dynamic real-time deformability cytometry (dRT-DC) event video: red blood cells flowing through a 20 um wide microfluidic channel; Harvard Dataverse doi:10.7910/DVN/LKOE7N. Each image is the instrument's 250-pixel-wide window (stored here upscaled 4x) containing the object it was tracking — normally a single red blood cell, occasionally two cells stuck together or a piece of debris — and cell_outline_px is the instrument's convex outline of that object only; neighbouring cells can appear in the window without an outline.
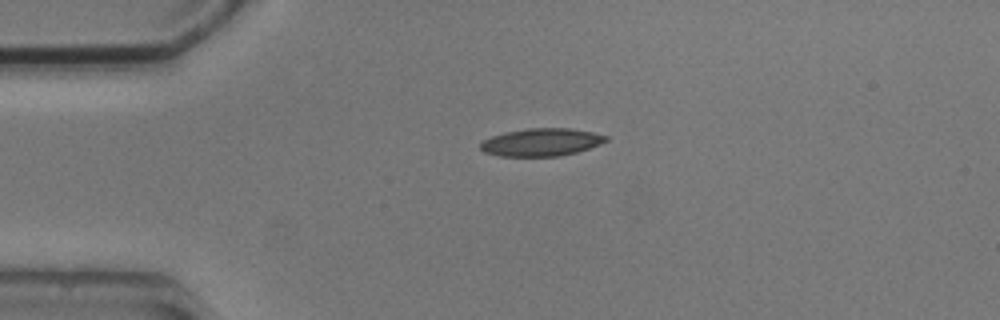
{"species": "common noctule bat (a hibernating species)", "species_latin": "Nyctalus noctula", "temperature_condition": "cold", "stored_images_in_passage": 5, "camera_frame_rate_fps": 3000, "um_per_image_px": 0.085, "animal": {"sex": "male", "body_mass_g": 20.5, "forearm_length_mm": 52.5}, "frame": {"image": 1, "passage_image": 5, "time_ms": 5.667, "image_size_px": [1000, 320], "cell_outline_px": [[608, 140], [600, 144], [576, 152], [560, 156], [500, 156], [484, 152], [480, 148], [480, 144], [484, 140], [492, 136], [508, 132], [528, 128], [568, 128], [592, 132], [608, 136]], "centroid_in_image_um": [46.02, 12.09], "position_along_channel_um": 39.0, "area_um2": 20.06}}